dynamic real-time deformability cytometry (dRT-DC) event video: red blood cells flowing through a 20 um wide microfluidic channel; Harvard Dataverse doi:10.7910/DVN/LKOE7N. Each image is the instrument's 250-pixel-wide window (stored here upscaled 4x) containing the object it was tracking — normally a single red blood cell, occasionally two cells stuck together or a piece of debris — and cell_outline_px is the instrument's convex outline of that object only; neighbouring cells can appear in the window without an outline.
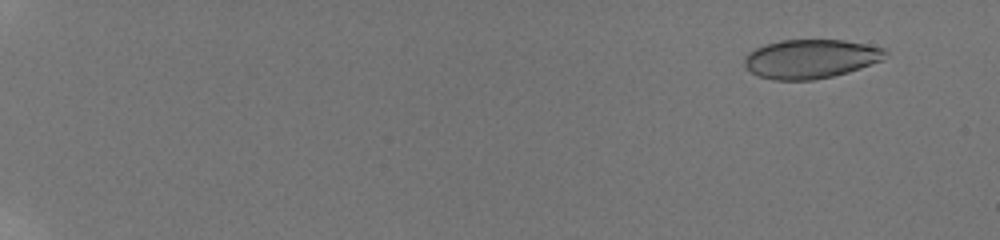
{"species": "human", "species_latin": "Homo sapiens", "temperature_condition": "room temperature", "stored_images_in_passage": 67, "camera_frame_rate_fps": 3000, "um_per_image_px": 0.085, "donor": {"sex": "male"}, "frame": {"image": 1, "passage_image": 8, "time_ms": 1.667, "image_size_px": [1000, 240], "cell_outline_px": [[888, 52], [884, 60], [848, 72], [832, 76], [812, 80], [772, 80], [760, 76], [752, 72], [744, 64], [744, 60], [748, 52], [764, 44], [784, 40], [844, 40], [884, 48]], "centroid_in_image_um": [68.92, 5.0], "position_along_channel_um": 16.1, "area_um2": 31.96}}
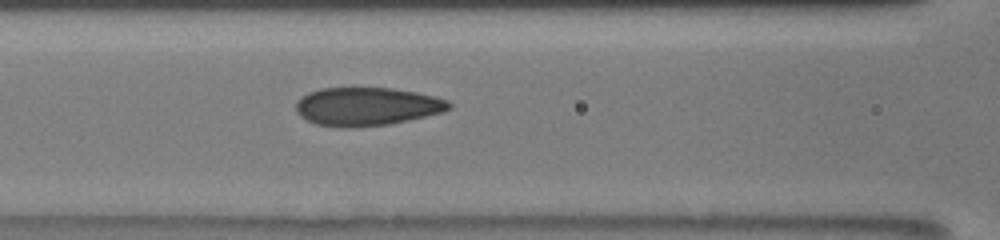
{"frame": {"image": 2, "passage_image": 44, "time_ms": 10.0, "image_size_px": [1000, 240], "cell_outline_px": [[452, 108], [444, 112], [408, 120], [388, 124], [352, 128], [340, 128], [316, 124], [300, 116], [296, 112], [296, 100], [300, 96], [308, 92], [320, 88], [392, 88], [416, 92], [448, 100], [452, 104]], "centroid_in_image_um": [31.16, 9.05], "position_along_channel_um": 135.4, "area_um2": 34.45}}
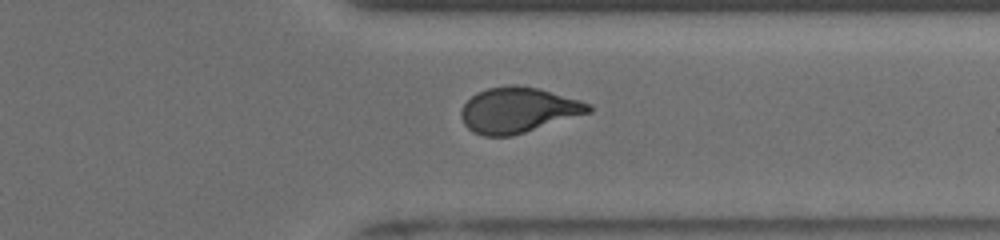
{"frame": {"image": 3, "passage_image": 60, "time_ms": 16.0, "image_size_px": [1000, 240], "cell_outline_px": [[592, 112], [512, 136], [484, 136], [472, 132], [464, 124], [460, 116], [460, 112], [464, 104], [476, 92], [488, 88], [508, 84], [516, 84], [536, 88], [580, 100], [592, 104]], "centroid_in_image_um": [44.03, 9.36], "position_along_channel_um": 367.4, "area_um2": 33.81}, "authors_computed_cell_mechanics": {"area_um2": 33.1194, "velocity_mm_per_s": 3.8702, "shape_relaxation_time_tau1_ms": null, "shape_relaxation_time_tau2_ms": 0.9594, "deformation_change_tau1": null, "deformation_change_tau2": 0.0593}}